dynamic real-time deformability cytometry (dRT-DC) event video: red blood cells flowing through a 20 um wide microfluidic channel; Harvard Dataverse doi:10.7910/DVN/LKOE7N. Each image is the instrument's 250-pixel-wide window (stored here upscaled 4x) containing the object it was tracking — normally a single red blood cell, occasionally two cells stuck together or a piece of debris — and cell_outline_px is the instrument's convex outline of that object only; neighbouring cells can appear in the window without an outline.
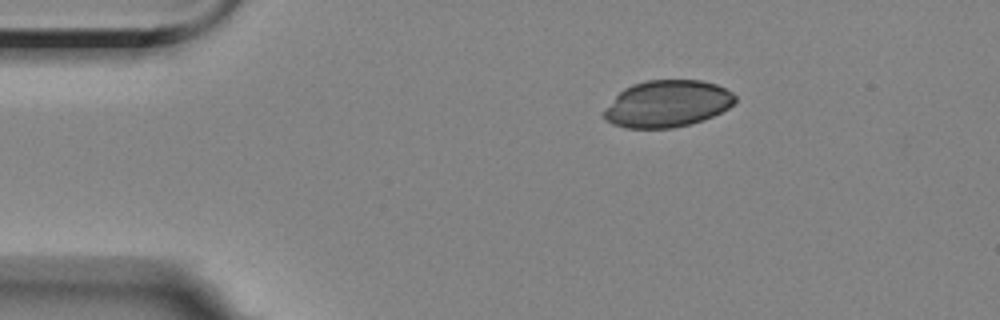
{"species": "Egyptian fruit bat (a non-hibernating species)", "species_latin": "Rousettus aegyptiacus", "temperature_condition": "room temperature", "stored_images_in_passage": 4, "camera_frame_rate_fps": 3000, "um_per_image_px": 0.085, "animal": {"sex": "female"}, "frame": {"image": 1, "passage_image": 1, "time_ms": 0.0, "image_size_px": [1000, 320], "cell_outline_px": [[736, 100], [728, 108], [704, 120], [672, 128], [624, 128], [612, 124], [604, 120], [604, 112], [616, 96], [624, 88], [632, 84], [648, 80], [700, 80], [716, 84], [732, 92], [736, 96]], "centroid_in_image_um": [56.72, 8.82], "position_along_channel_um": 28.3, "area_um2": 35.6}}